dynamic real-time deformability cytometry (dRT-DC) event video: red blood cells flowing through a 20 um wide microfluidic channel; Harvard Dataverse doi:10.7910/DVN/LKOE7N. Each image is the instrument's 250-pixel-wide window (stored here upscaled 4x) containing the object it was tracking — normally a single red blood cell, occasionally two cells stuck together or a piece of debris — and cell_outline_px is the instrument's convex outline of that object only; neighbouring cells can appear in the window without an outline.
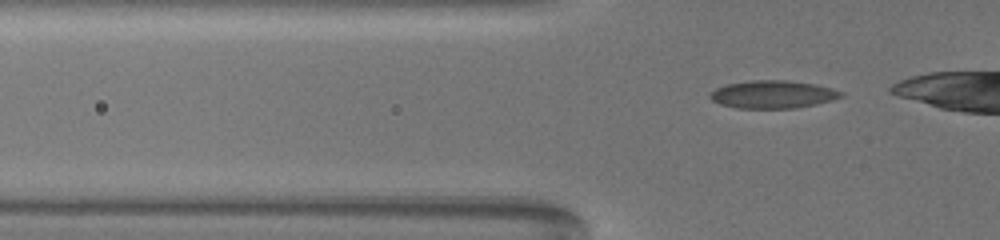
{"species": "common noctule bat (a hibernating species)", "species_latin": "Nyctalus noctula", "temperature_condition": "warm", "stored_images_in_passage": 40, "camera_frame_rate_fps": 3000, "um_per_image_px": 0.085, "animal": {"sex": "female", "body_mass_g": 19.5, "forearm_length_mm": 54.1}, "frame": {"image": 1, "passage_image": 10, "time_ms": 3.0, "image_size_px": [1000, 240], "cell_outline_px": [[844, 96], [832, 100], [816, 104], [796, 108], [736, 108], [720, 104], [712, 100], [708, 96], [716, 88], [728, 84], [752, 80], [788, 80], [816, 84], [832, 88], [844, 92]], "centroid_in_image_um": [65.72, 8.02], "position_along_channel_um": 60.1, "area_um2": 21.27}}
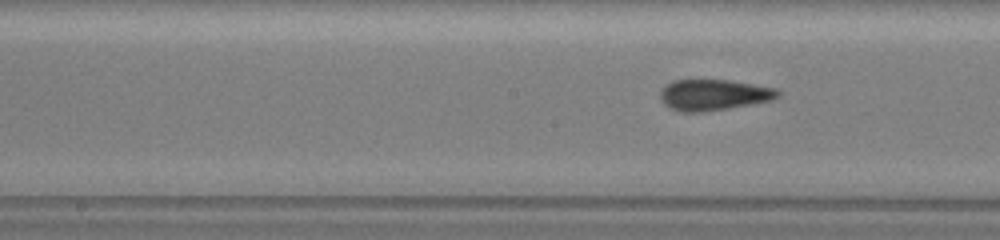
{"frame": {"image": 2, "passage_image": 22, "time_ms": 7.0, "image_size_px": [1000, 240], "cell_outline_px": [[780, 96], [772, 100], [752, 104], [728, 108], [700, 112], [680, 112], [664, 104], [660, 100], [660, 92], [672, 80], [728, 80], [776, 88], [780, 92]], "centroid_in_image_um": [60.67, 8.06], "position_along_channel_um": 187.5, "area_um2": 21.1}}
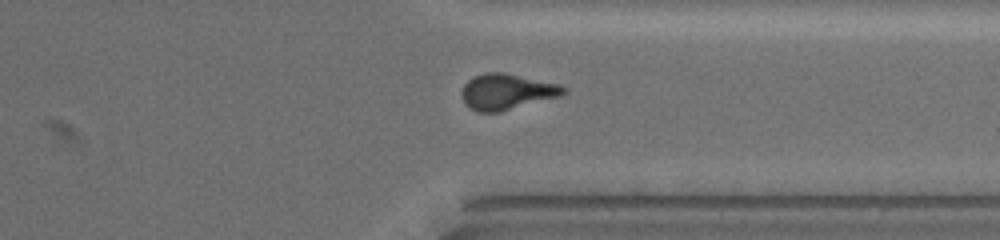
{"frame": {"image": 3, "passage_image": 38, "time_ms": 12.333, "image_size_px": [1000, 240], "cell_outline_px": [[568, 92], [560, 96], [500, 112], [476, 112], [468, 108], [464, 104], [460, 96], [460, 92], [464, 84], [468, 80], [484, 72], [504, 72], [560, 84], [568, 88]], "centroid_in_image_um": [43.06, 7.8], "position_along_channel_um": 368.3, "area_um2": 21.62}}